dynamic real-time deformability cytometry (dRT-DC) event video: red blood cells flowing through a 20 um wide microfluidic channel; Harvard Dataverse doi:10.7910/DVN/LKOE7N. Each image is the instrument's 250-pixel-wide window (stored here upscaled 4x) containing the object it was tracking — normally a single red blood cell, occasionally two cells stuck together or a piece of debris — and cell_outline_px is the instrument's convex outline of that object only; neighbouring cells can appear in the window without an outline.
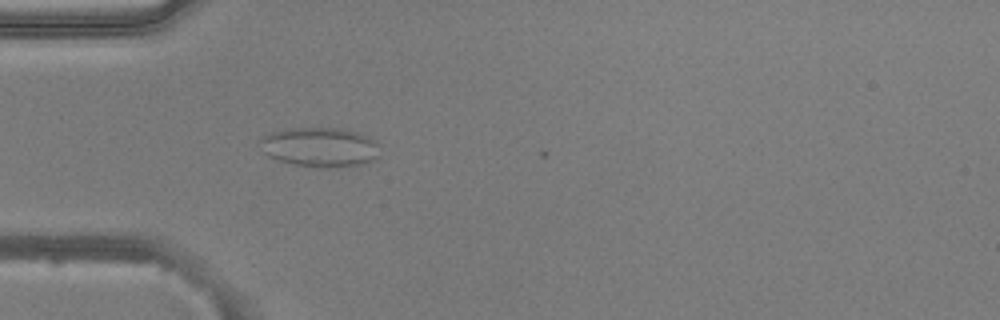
{"species": "common noctule bat (a hibernating species)", "species_latin": "Nyctalus noctula", "temperature_condition": "warm", "stored_images_in_passage": 4, "camera_frame_rate_fps": 3000, "um_per_image_px": 0.085, "animal": {"sex": "male", "body_mass_g": 20.5, "forearm_length_mm": 52.5}, "frame": {"image": 1, "passage_image": 2, "time_ms": 0.333, "image_size_px": [1000, 320], "cell_outline_px": [[380, 156], [372, 160], [360, 164], [336, 168], [320, 168], [292, 164], [268, 156], [264, 152], [260, 140], [260, 136], [272, 132], [288, 128], [344, 128], [368, 136], [376, 140], [380, 144]], "centroid_in_image_um": [27.24, 12.5], "position_along_channel_um": 57.8, "area_um2": 27.98}}